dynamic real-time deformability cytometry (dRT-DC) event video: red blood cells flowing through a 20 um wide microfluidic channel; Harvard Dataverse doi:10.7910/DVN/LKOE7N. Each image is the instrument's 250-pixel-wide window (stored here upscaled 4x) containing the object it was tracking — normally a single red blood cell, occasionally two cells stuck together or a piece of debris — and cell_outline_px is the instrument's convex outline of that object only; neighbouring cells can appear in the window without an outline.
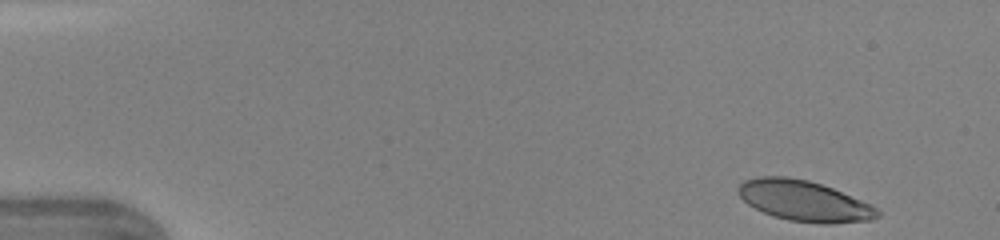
{"species": "human", "species_latin": "Homo sapiens", "temperature_condition": "warm", "stored_images_in_passage": 44, "camera_frame_rate_fps": 3000, "um_per_image_px": 0.085, "donor": {"sex": "female"}, "frame": {"image": 1, "passage_image": 1, "time_ms": 0.0, "image_size_px": [1000, 240], "cell_outline_px": [[880, 216], [872, 220], [832, 224], [824, 224], [788, 220], [764, 212], [748, 204], [736, 192], [736, 188], [744, 180], [756, 176], [784, 176], [808, 180], [832, 188], [872, 204], [880, 212]], "centroid_in_image_um": [68.36, 17.07], "position_along_channel_um": 16.6, "area_um2": 33.0}}
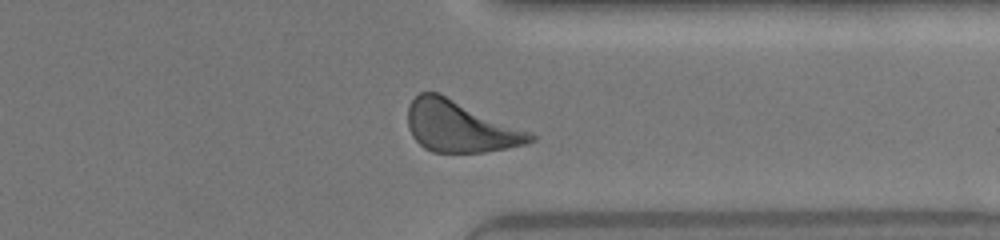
{"frame": {"image": 2, "passage_image": 34, "time_ms": 11.0, "image_size_px": [1000, 240], "cell_outline_px": [[536, 140], [524, 144], [508, 148], [484, 152], [432, 152], [424, 148], [412, 136], [408, 128], [408, 108], [412, 100], [420, 92], [440, 92], [532, 132], [536, 136]], "centroid_in_image_um": [39.12, 10.74], "position_along_channel_um": 372.3, "area_um2": 36.93}}
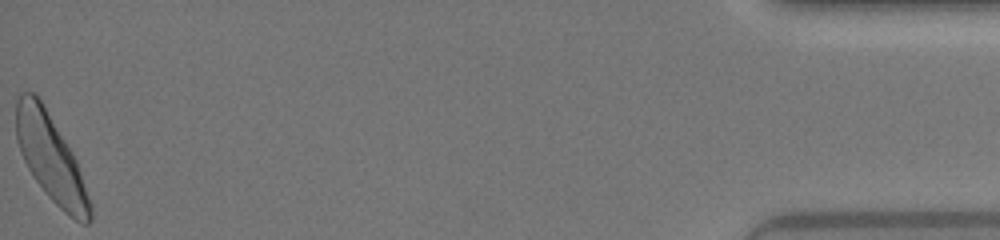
{"frame": {"image": 3, "passage_image": 44, "time_ms": 14.333, "image_size_px": [1000, 240], "cell_outline_px": [[92, 220], [88, 224], [80, 224], [64, 212], [48, 196], [36, 180], [28, 168], [20, 152], [16, 140], [16, 100], [20, 92], [36, 92], [72, 152], [76, 160], [92, 208]], "centroid_in_image_um": [4.3, 13.44], "position_along_channel_um": 430.9, "area_um2": 37.05}, "authors_computed_cell_mechanics": {"area_um2": 35.4314, "velocity_mm_per_s": 4.3336, "shape_relaxation_time_tau1_ms": 2.1304, "shape_relaxation_time_tau2_ms": 1.2059, "deformation_change_tau1": 0.1512, "deformation_change_tau2": 0.0862}}